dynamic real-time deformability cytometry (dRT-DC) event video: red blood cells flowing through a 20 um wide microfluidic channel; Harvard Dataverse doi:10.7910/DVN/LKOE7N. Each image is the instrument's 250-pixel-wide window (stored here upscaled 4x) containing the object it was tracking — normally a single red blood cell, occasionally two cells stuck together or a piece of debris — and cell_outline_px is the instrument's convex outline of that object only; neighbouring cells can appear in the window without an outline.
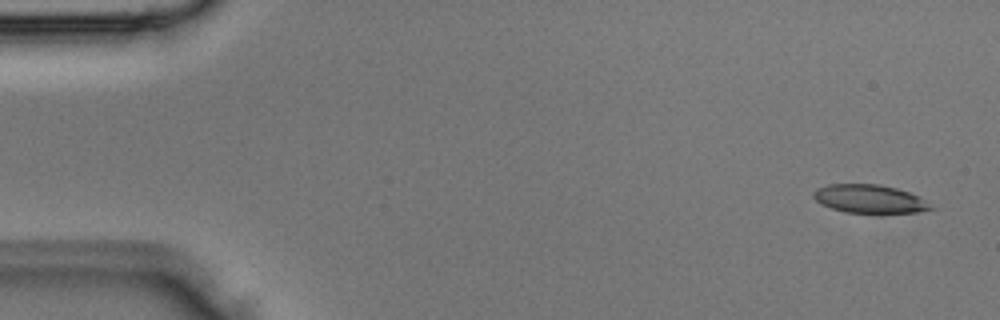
{"species": "Egyptian fruit bat (a non-hibernating species)", "species_latin": "Rousettus aegyptiacus", "temperature_condition": "room temperature", "stored_images_in_passage": 3, "camera_frame_rate_fps": 3000, "um_per_image_px": 0.085, "animal": {"sex": "male"}, "frame": {"image": 1, "passage_image": 1, "time_ms": 0.0, "image_size_px": [1000, 320], "cell_outline_px": [[936, 208], [916, 212], [844, 212], [820, 204], [812, 196], [812, 192], [816, 188], [828, 184], [880, 184], [896, 188], [920, 196]], "centroid_in_image_um": [73.89, 16.89], "position_along_channel_um": 11.1, "area_um2": 19.36}}
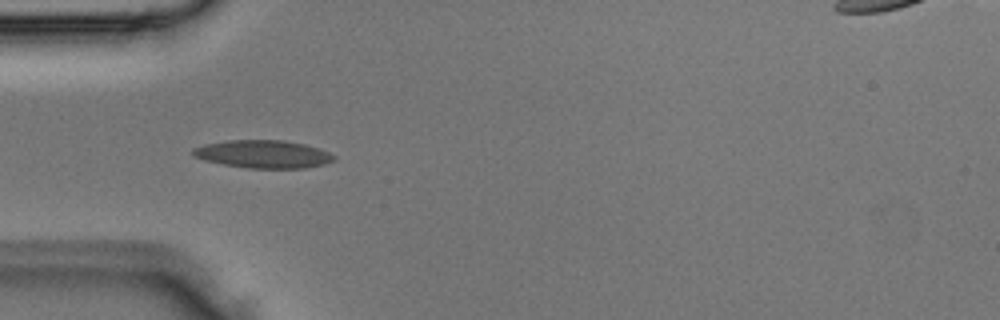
{"frame": {"image": 2, "passage_image": 3, "time_ms": 0.667, "image_size_px": [1000, 320], "cell_outline_px": [[336, 160], [324, 164], [304, 168], [248, 168], [224, 164], [204, 160], [192, 156], [192, 148], [204, 144], [228, 140], [284, 140], [304, 144], [320, 148], [336, 156]], "centroid_in_image_um": [22.37, 13.09], "position_along_channel_um": 62.6, "area_um2": 23.0}}